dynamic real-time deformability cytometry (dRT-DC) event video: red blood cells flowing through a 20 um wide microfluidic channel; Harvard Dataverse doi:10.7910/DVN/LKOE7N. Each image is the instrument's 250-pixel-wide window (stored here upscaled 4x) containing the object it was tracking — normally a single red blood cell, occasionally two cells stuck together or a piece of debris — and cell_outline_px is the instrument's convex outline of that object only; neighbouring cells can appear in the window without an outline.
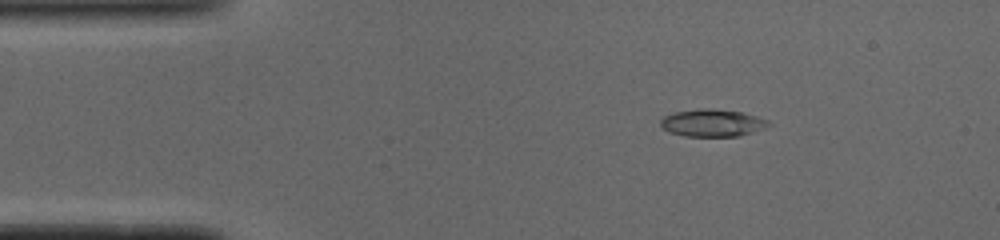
{"species": "common noctule bat (a hibernating species)", "species_latin": "Nyctalus noctula", "temperature_condition": "cold", "stored_images_in_passage": 48, "camera_frame_rate_fps": 3000, "um_per_image_px": 0.085, "animal": {"sex": "male", "body_mass_g": 19.0, "forearm_length_mm": 50.8}, "frame": {"image": 1, "passage_image": 5, "time_ms": 1.333, "image_size_px": [1000, 240], "cell_outline_px": [[772, 124], [768, 128], [740, 136], [684, 136], [668, 132], [660, 124], [660, 120], [664, 116], [676, 112], [700, 108], [712, 108], [740, 112], [756, 116], [768, 120]], "centroid_in_image_um": [60.59, 10.45], "position_along_channel_um": 24.4, "area_um2": 17.34}}
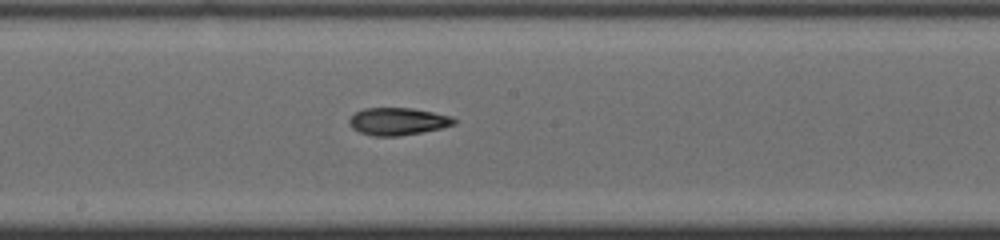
{"frame": {"image": 2, "passage_image": 24, "time_ms": 7.667, "image_size_px": [1000, 240], "cell_outline_px": [[460, 120], [456, 124], [440, 128], [420, 132], [396, 136], [376, 136], [360, 132], [352, 128], [348, 124], [348, 120], [356, 112], [364, 108], [412, 108], [452, 116]], "centroid_in_image_um": [33.84, 10.31], "position_along_channel_um": 214.4, "area_um2": 16.7}}
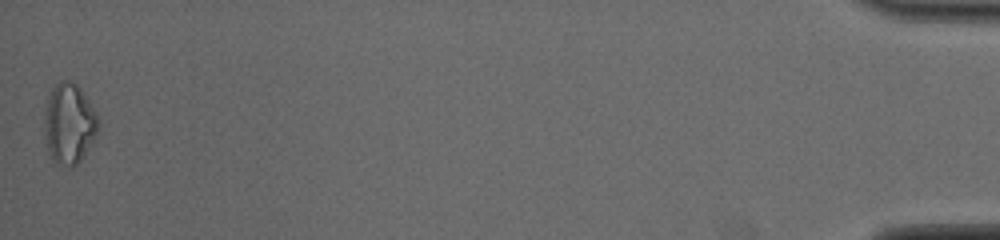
{"frame": {"image": 3, "passage_image": 48, "time_ms": 15.667, "image_size_px": [1000, 240], "cell_outline_px": [[100, 124], [92, 140], [80, 160], [76, 164], [68, 168], [52, 164], [44, 132], [44, 112], [48, 96], [52, 88], [60, 80], [72, 80], [80, 88], [96, 112], [100, 120]], "centroid_in_image_um": [5.85, 10.51], "position_along_channel_um": 429.4, "area_um2": 25.43}, "authors_computed_cell_mechanics": {"area_um2": 17.051, "velocity_mm_per_s": 3.9193, "shape_relaxation_time_tau1_ms": null, "shape_relaxation_time_tau2_ms": 6.3429, "deformation_change_tau1": null, "deformation_change_tau2": 0.1563}}